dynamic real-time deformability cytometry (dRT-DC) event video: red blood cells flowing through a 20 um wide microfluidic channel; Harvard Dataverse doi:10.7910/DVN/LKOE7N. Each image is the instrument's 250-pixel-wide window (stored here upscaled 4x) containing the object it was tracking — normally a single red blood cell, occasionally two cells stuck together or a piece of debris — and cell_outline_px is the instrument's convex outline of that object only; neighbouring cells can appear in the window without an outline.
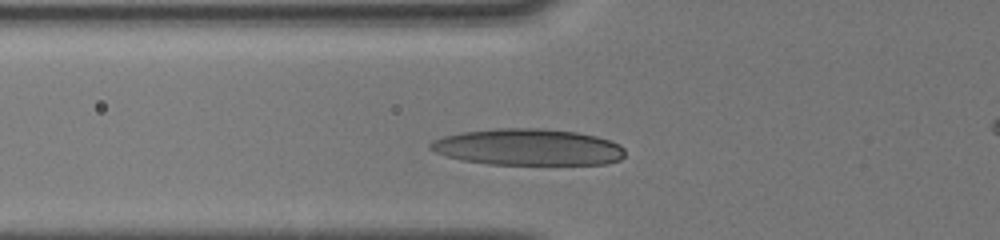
{"species": "human", "species_latin": "Homo sapiens", "temperature_condition": "cold", "stored_images_in_passage": 11, "camera_frame_rate_fps": 3000, "um_per_image_px": 0.085, "donor": {"sex": "male"}, "frame": {"image": 1, "passage_image": 10, "time_ms": 3.667, "image_size_px": [1000, 240], "cell_outline_px": [[624, 156], [620, 160], [608, 164], [488, 164], [460, 160], [436, 152], [428, 148], [428, 144], [432, 140], [444, 136], [460, 132], [492, 128], [540, 128], [576, 132], [596, 136], [620, 144], [624, 148]], "centroid_in_image_um": [44.86, 12.5], "position_along_channel_um": 80.9, "area_um2": 41.62}}